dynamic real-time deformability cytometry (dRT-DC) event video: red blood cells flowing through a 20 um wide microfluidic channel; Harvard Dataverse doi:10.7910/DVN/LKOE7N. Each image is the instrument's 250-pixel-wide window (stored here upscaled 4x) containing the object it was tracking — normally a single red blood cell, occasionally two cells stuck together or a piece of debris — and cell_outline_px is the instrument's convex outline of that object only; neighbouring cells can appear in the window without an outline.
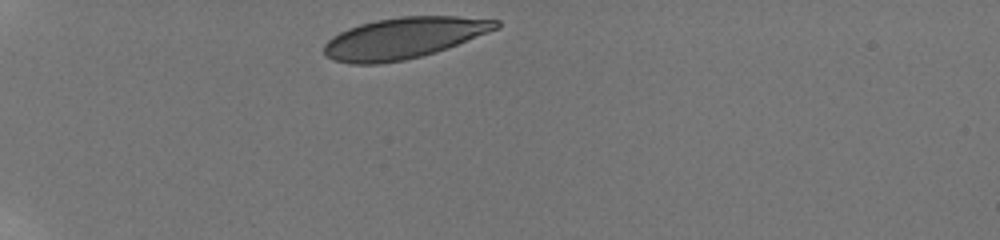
{"species": "human", "species_latin": "Homo sapiens", "temperature_condition": "room temperature", "stored_images_in_passage": 5, "camera_frame_rate_fps": 3000, "um_per_image_px": 0.085, "donor": {"sex": "male"}, "frame": {"image": 1, "passage_image": 1, "time_ms": 0.0, "image_size_px": [1000, 240], "cell_outline_px": [[500, 28], [448, 48], [436, 52], [404, 60], [380, 64], [352, 64], [332, 60], [324, 52], [324, 44], [332, 36], [348, 28], [360, 24], [376, 20], [400, 16], [456, 16], [500, 20]], "centroid_in_image_um": [34.34, 3.23], "position_along_channel_um": 50.7, "area_um2": 41.33}}